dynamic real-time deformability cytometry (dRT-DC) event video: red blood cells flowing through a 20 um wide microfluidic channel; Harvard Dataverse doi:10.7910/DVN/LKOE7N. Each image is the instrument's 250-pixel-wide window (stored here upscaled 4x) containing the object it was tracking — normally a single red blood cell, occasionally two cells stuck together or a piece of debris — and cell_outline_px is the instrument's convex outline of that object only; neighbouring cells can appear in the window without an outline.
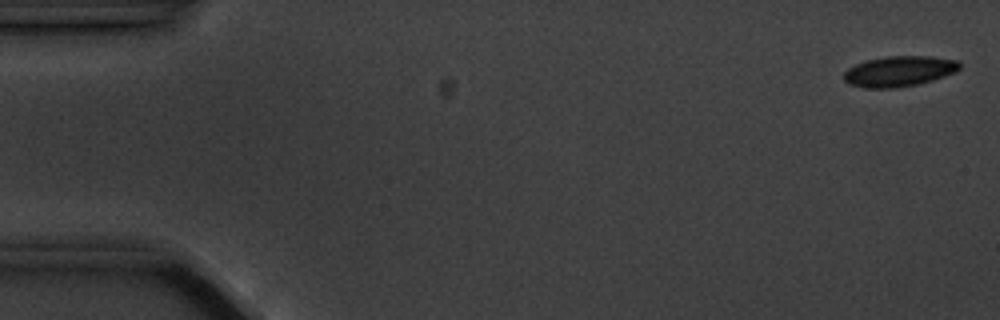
{"species": "common noctule bat (a hibernating species)", "species_latin": "Nyctalus noctula", "temperature_condition": "cold", "stored_images_in_passage": 6, "segment_of_instrument_passage": [1, 2], "camera_frame_rate_fps": 3000, "um_per_image_px": 0.085, "animal": {"sex": "male", "body_mass_g": 20.1, "forearm_length_mm": 53.5}, "frame": {"image": 1, "passage_image": 1, "time_ms": 0.0, "image_size_px": [1000, 320], "cell_outline_px": [[960, 68], [956, 72], [920, 84], [892, 88], [864, 88], [848, 84], [844, 80], [844, 72], [848, 68], [856, 64], [868, 60], [888, 56], [932, 56], [960, 60]], "centroid_in_image_um": [76.45, 6.06], "position_along_channel_um": 8.6, "area_um2": 20.69}}